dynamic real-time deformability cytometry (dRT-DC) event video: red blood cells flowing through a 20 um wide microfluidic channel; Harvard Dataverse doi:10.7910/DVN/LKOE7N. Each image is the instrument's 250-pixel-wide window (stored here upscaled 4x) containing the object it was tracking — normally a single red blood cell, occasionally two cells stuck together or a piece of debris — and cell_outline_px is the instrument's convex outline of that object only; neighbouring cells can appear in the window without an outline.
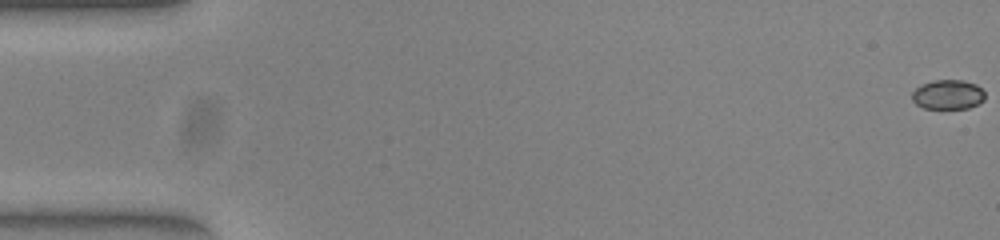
{"species": "common noctule bat (a hibernating species)", "species_latin": "Nyctalus noctula", "temperature_condition": "warm", "stored_images_in_passage": 54, "camera_frame_rate_fps": 3000, "um_per_image_px": 0.085, "animal": {"sex": "female", "body_mass_g": 23.0, "forearm_length_mm": 53.4}, "frame": {"image": 1, "passage_image": 1, "time_ms": 0.0, "image_size_px": [1000, 240], "cell_outline_px": [[984, 100], [980, 104], [968, 108], [924, 108], [916, 104], [912, 100], [912, 92], [920, 84], [936, 80], [964, 80], [976, 84], [984, 92]], "centroid_in_image_um": [80.58, 8.03], "position_along_channel_um": 4.4, "area_um2": 12.6}}
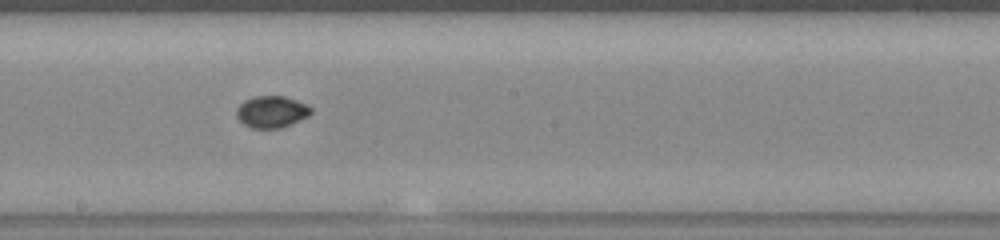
{"frame": {"image": 2, "passage_image": 30, "time_ms": 9.667, "image_size_px": [1000, 240], "cell_outline_px": [[312, 112], [308, 116], [280, 128], [252, 128], [244, 124], [236, 116], [236, 108], [244, 100], [252, 96], [284, 96], [308, 104], [312, 108]], "centroid_in_image_um": [23.08, 9.48], "position_along_channel_um": 225.1, "area_um2": 13.81}}
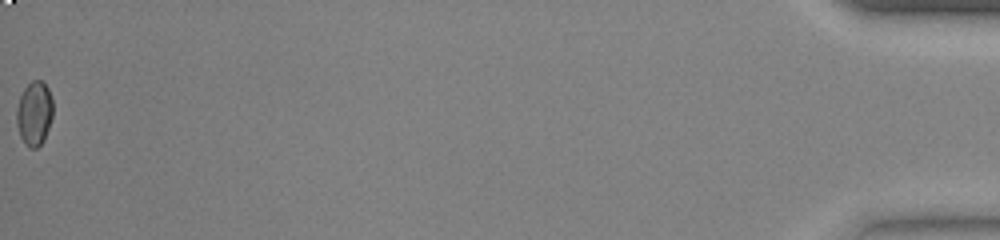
{"frame": {"image": 3, "passage_image": 54, "time_ms": 17.667, "image_size_px": [1000, 240], "cell_outline_px": [[52, 116], [44, 140], [36, 148], [28, 148], [24, 144], [20, 136], [16, 124], [16, 108], [20, 96], [24, 88], [32, 80], [40, 80], [48, 88], [52, 100]], "centroid_in_image_um": [2.89, 9.65], "position_along_channel_um": 432.3, "area_um2": 13.64}, "authors_computed_cell_mechanics": {"area_um2": 13.5252, "velocity_mm_per_s": 3.9112, "shape_relaxation_time_tau1_ms": 10.241, "shape_relaxation_time_tau2_ms": null, "deformation_change_tau1": 0.2093, "deformation_change_tau2": null}}